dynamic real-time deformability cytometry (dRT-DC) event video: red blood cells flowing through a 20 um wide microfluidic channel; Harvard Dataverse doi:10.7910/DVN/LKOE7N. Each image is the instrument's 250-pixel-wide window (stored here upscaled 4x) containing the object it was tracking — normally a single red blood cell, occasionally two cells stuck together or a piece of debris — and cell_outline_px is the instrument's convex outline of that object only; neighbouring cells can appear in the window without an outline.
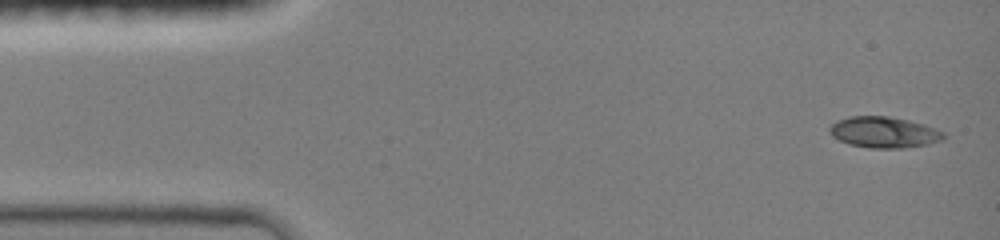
{"species": "common noctule bat (a hibernating species)", "species_latin": "Nyctalus noctula", "temperature_condition": "room temperature", "stored_images_in_passage": 13, "camera_frame_rate_fps": 3000, "um_per_image_px": 0.085, "animal": {"sex": "female", "body_mass_g": 19.0, "forearm_length_mm": 51.5}, "frame": {"image": 1, "passage_image": 1, "time_ms": 0.0, "image_size_px": [1000, 240], "cell_outline_px": [[944, 136], [940, 140], [928, 144], [900, 148], [872, 148], [848, 144], [832, 136], [828, 132], [828, 128], [832, 124], [848, 116], [888, 116], [908, 120], [924, 124], [936, 128], [944, 132]], "centroid_in_image_um": [75.11, 11.24], "position_along_channel_um": 9.9, "area_um2": 20.52}}
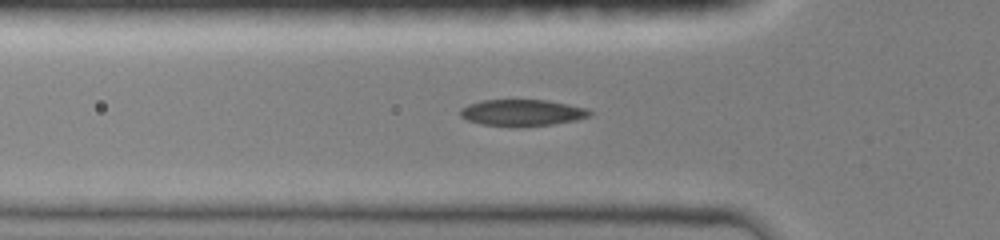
{"frame": {"image": 2, "passage_image": 10, "time_ms": 4.333, "image_size_px": [1000, 240], "cell_outline_px": [[592, 116], [576, 120], [552, 124], [516, 128], [484, 124], [468, 120], [460, 116], [460, 108], [468, 104], [480, 100], [544, 100], [568, 104], [588, 108], [592, 112]], "centroid_in_image_um": [44.39, 9.59], "position_along_channel_um": 81.4, "area_um2": 20.23}}
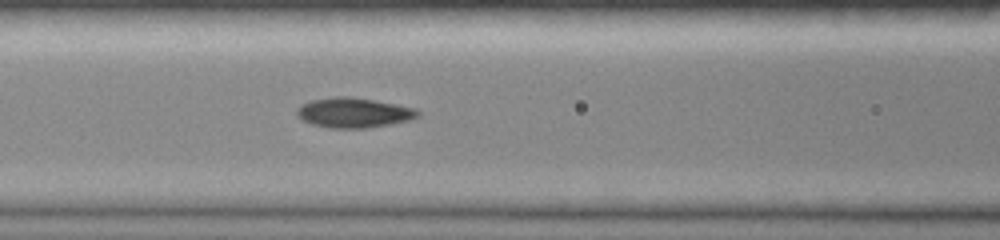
{"frame": {"image": 3, "passage_image": 13, "time_ms": 5.667, "image_size_px": [1000, 240], "cell_outline_px": [[420, 116], [408, 120], [368, 128], [328, 128], [312, 124], [296, 116], [296, 112], [300, 104], [312, 100], [332, 96], [344, 96], [372, 100], [416, 108], [420, 112]], "centroid_in_image_um": [30.03, 9.58], "position_along_channel_um": 136.6, "area_um2": 20.98}}